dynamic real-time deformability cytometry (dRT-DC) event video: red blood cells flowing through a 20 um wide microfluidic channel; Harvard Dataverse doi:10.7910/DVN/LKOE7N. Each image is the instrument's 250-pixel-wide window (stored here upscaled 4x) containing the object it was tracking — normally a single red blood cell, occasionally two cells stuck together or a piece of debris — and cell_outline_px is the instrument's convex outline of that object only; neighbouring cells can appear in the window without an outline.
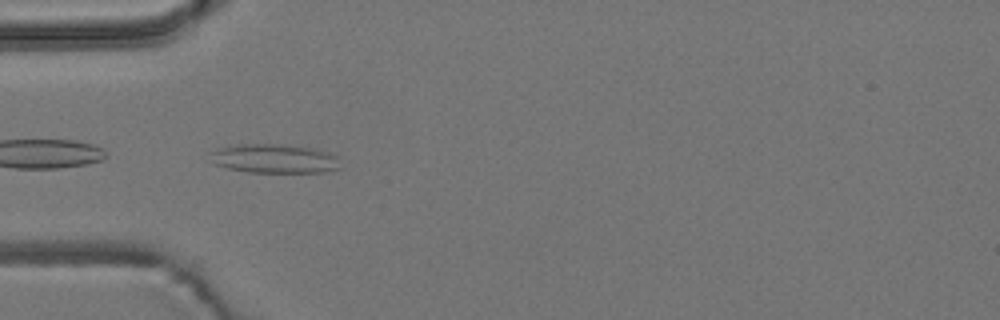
{"species": "common noctule bat (a hibernating species)", "species_latin": "Nyctalus noctula", "temperature_condition": "room temperature", "stored_images_in_passage": 41, "camera_frame_rate_fps": 3000, "um_per_image_px": 0.085, "animal": {"sex": "male", "body_mass_g": 19.2, "forearm_length_mm": 51.8}, "frame": {"image": 1, "passage_image": 3, "time_ms": 0.667, "image_size_px": [1000, 320], "cell_outline_px": [[340, 168], [324, 172], [248, 172], [228, 168], [212, 164], [208, 152], [216, 148], [236, 144], [280, 144], [316, 148], [340, 156]], "centroid_in_image_um": [23.31, 13.47], "position_along_channel_um": 61.7, "area_um2": 22.54}}
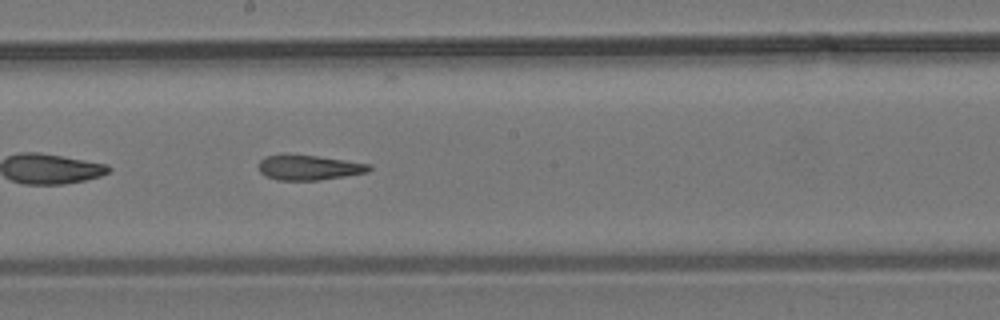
{"frame": {"image": 2, "passage_image": 16, "time_ms": 5.0, "image_size_px": [1000, 320], "cell_outline_px": [[372, 168], [368, 172], [320, 180], [276, 180], [264, 176], [260, 172], [260, 160], [264, 156], [280, 152], [288, 152], [372, 164]], "centroid_in_image_um": [26.2, 14.21], "position_along_channel_um": 222.0, "area_um2": 16.59}}
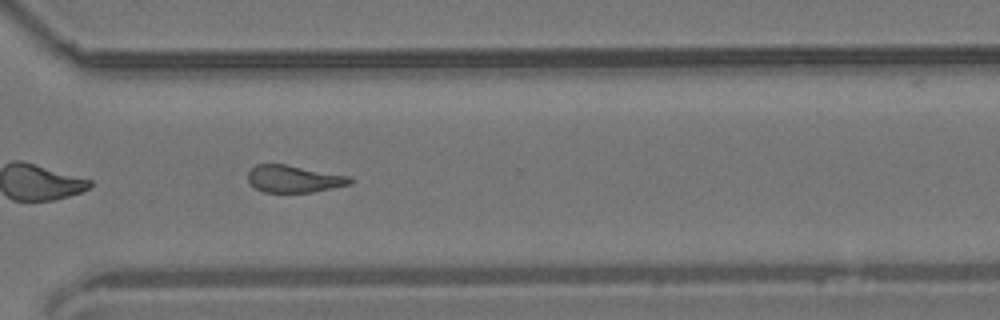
{"frame": {"image": 3, "passage_image": 26, "time_ms": 8.333, "image_size_px": [1000, 320], "cell_outline_px": [[356, 180], [352, 184], [312, 192], [264, 192], [256, 188], [248, 180], [248, 172], [256, 164], [284, 164], [352, 176]], "centroid_in_image_um": [25.05, 15.2], "position_along_channel_um": 345.6, "area_um2": 16.24}, "authors_computed_cell_mechanics": {"area_um2": 16.8776, "velocity_mm_per_s": 3.7286, "shape_relaxation_time_tau1_ms": null, "shape_relaxation_time_tau2_ms": 3.744, "deformation_change_tau1": null, "deformation_change_tau2": 0.1448}}